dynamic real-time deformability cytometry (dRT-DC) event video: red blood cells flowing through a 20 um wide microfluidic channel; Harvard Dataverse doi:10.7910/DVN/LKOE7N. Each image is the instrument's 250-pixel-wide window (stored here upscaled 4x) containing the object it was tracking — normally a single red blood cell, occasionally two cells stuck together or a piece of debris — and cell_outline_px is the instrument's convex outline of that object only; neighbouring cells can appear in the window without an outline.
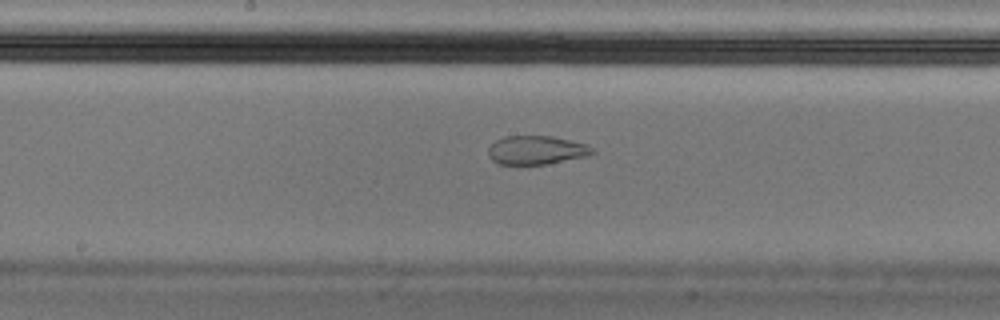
{"species": "Egyptian fruit bat (a non-hibernating species)", "species_latin": "Rousettus aegyptiacus", "temperature_condition": "cold", "stored_images_in_passage": 49, "camera_frame_rate_fps": 3000, "um_per_image_px": 0.085, "animal": {"sex": "male"}, "frame": {"image": 1, "passage_image": 22, "time_ms": 7.0, "image_size_px": [1000, 320], "cell_outline_px": [[596, 152], [588, 156], [548, 164], [500, 164], [492, 160], [488, 156], [488, 148], [496, 140], [504, 136], [552, 136], [588, 144]], "centroid_in_image_um": [45.61, 12.76], "position_along_channel_um": 202.6, "area_um2": 17.51}}
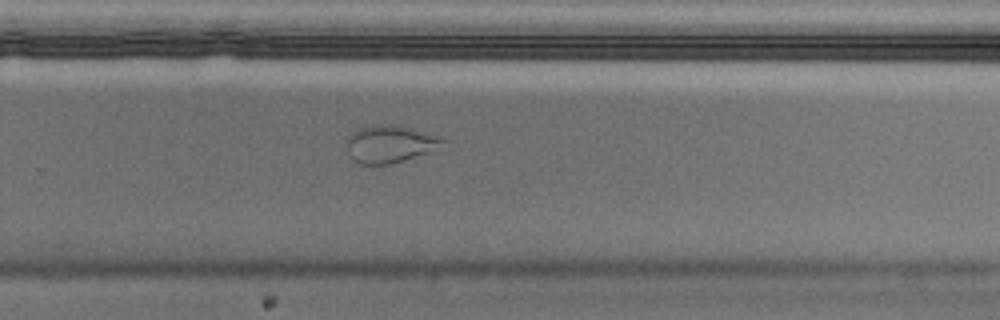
{"frame": {"image": 2, "passage_image": 30, "time_ms": 9.667, "image_size_px": [1000, 320], "cell_outline_px": [[448, 140], [428, 152], [388, 164], [360, 164], [352, 160], [348, 156], [348, 136], [352, 132], [360, 128], [372, 124], [396, 124], [440, 136]], "centroid_in_image_um": [33.1, 12.21], "position_along_channel_um": 296.7, "area_um2": 20.75}}
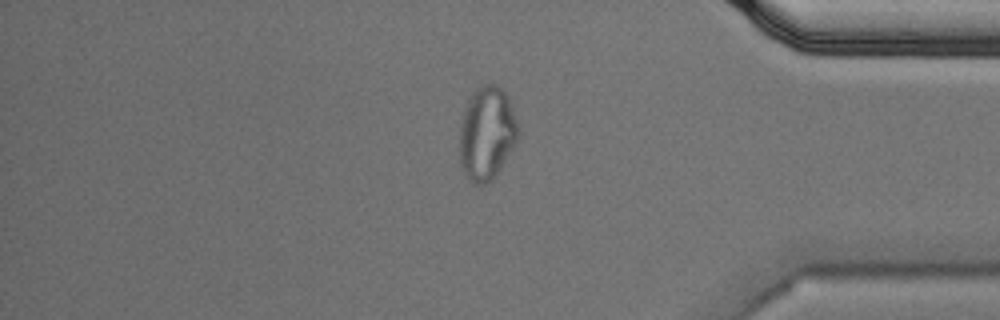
{"frame": {"image": 3, "passage_image": 40, "time_ms": 13.0, "image_size_px": [1000, 320], "cell_outline_px": [[520, 136], [516, 144], [496, 176], [488, 184], [476, 184], [468, 180], [460, 164], [460, 124], [464, 108], [472, 92], [476, 88], [484, 84], [496, 84], [508, 96], [520, 128]], "centroid_in_image_um": [41.4, 11.35], "position_along_channel_um": 393.8, "area_um2": 32.48}}